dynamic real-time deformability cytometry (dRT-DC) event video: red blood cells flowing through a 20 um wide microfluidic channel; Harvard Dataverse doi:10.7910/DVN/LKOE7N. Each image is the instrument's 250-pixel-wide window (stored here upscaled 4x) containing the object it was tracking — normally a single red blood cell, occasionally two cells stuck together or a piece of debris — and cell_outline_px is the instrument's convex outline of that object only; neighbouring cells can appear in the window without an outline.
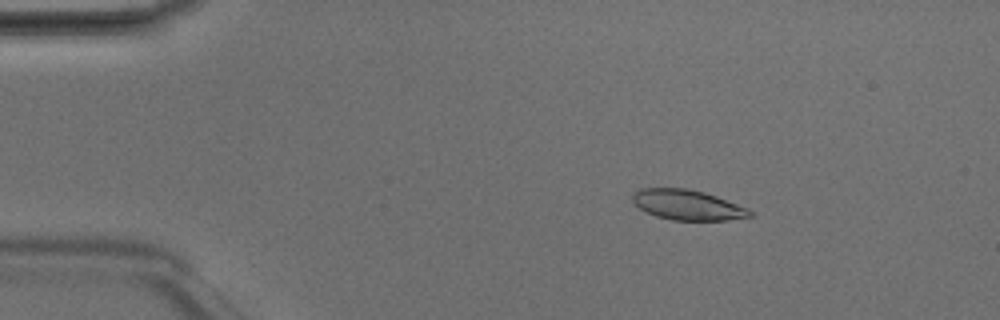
{"species": "Egyptian fruit bat (a non-hibernating species)", "species_latin": "Rousettus aegyptiacus", "temperature_condition": "room temperature", "stored_images_in_passage": 49, "camera_frame_rate_fps": 3000, "um_per_image_px": 0.085, "animal": {"sex": "male"}, "frame": {"image": 1, "passage_image": 8, "time_ms": 2.333, "image_size_px": [1000, 320], "cell_outline_px": [[756, 216], [728, 220], [672, 220], [656, 216], [640, 208], [632, 200], [632, 196], [640, 188], [688, 188], [704, 192], [716, 196], [748, 208]], "centroid_in_image_um": [58.48, 17.42], "position_along_channel_um": 26.5, "area_um2": 20.58}}
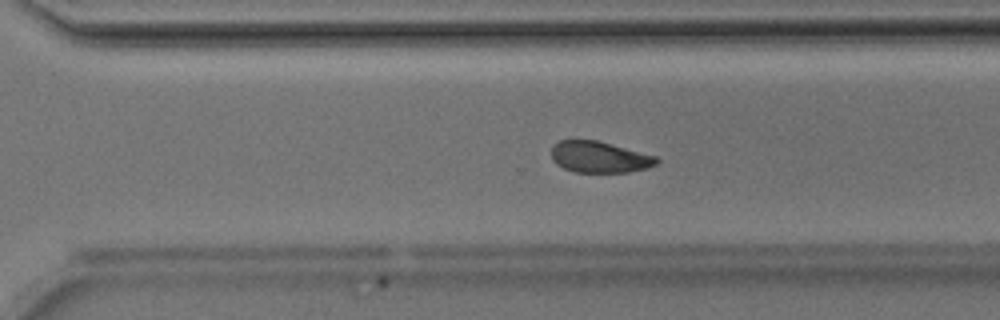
{"frame": {"image": 2, "passage_image": 34, "time_ms": 11.0, "image_size_px": [1000, 320], "cell_outline_px": [[660, 160], [656, 164], [644, 168], [628, 172], [576, 172], [564, 168], [556, 164], [552, 160], [552, 148], [560, 140], [596, 140], [656, 156]], "centroid_in_image_um": [50.94, 13.35], "position_along_channel_um": 319.7, "area_um2": 18.9}}
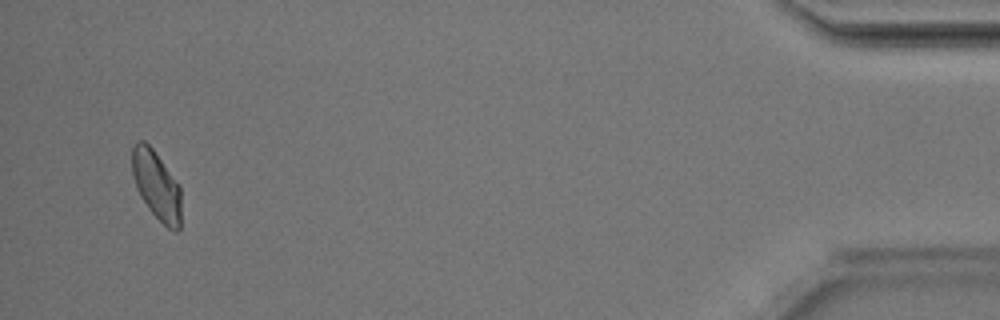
{"frame": {"image": 3, "passage_image": 47, "time_ms": 15.333, "image_size_px": [1000, 320], "cell_outline_px": [[180, 228], [176, 232], [168, 228], [148, 208], [140, 196], [136, 188], [132, 176], [132, 148], [136, 140], [144, 140], [152, 148], [180, 184]], "centroid_in_image_um": [13.29, 15.72], "position_along_channel_um": 421.9, "area_um2": 19.77}, "authors_computed_cell_mechanics": {"area_um2": 20.808, "velocity_mm_per_s": 4.1613, "shape_relaxation_time_tau1_ms": 2.9046, "shape_relaxation_time_tau2_ms": 1.4297, "deformation_change_tau1": 0.1176, "deformation_change_tau2": 0.0455}}